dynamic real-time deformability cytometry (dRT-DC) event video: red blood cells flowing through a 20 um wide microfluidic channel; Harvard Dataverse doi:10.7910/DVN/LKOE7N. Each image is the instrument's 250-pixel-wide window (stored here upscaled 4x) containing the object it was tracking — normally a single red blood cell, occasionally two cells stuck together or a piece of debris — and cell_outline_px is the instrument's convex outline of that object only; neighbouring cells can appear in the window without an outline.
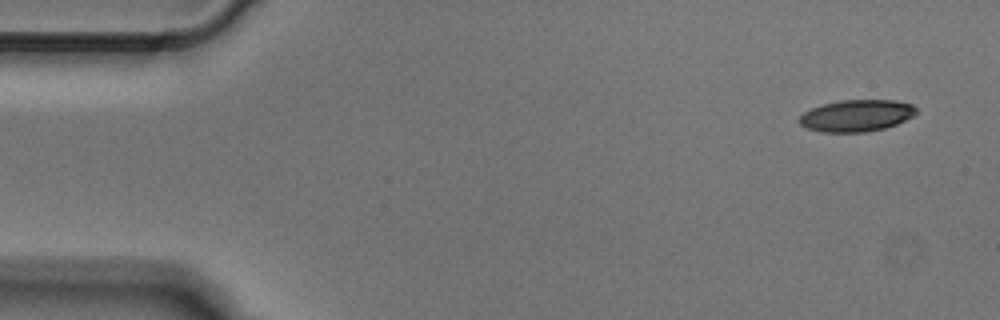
{"species": "Egyptian fruit bat (a non-hibernating species)", "species_latin": "Rousettus aegyptiacus", "temperature_condition": "cold", "stored_images_in_passage": 4, "camera_frame_rate_fps": 3000, "um_per_image_px": 0.085, "animal": {"sex": "male"}, "frame": {"image": 1, "passage_image": 1, "time_ms": 0.0, "image_size_px": [1000, 320], "cell_outline_px": [[916, 112], [912, 116], [896, 124], [884, 128], [864, 132], [820, 132], [808, 128], [800, 124], [800, 116], [804, 112], [820, 104], [840, 100], [896, 100], [912, 104], [916, 108]], "centroid_in_image_um": [72.79, 9.82], "position_along_channel_um": 12.2, "area_um2": 21.56}}
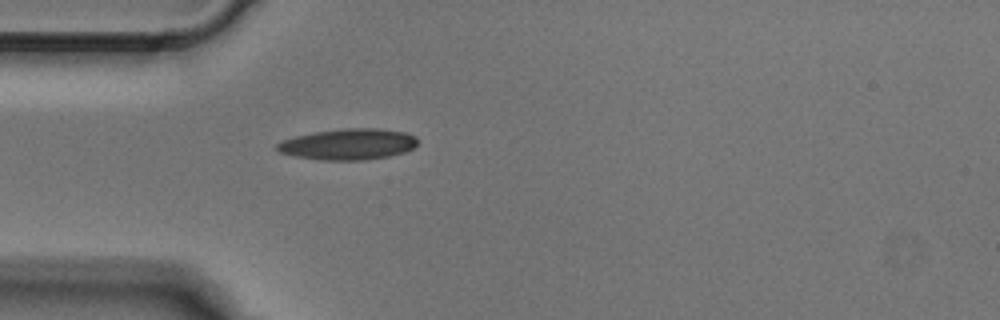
{"frame": {"image": 2, "passage_image": 4, "time_ms": 1.0, "image_size_px": [1000, 320], "cell_outline_px": [[416, 144], [412, 148], [404, 152], [388, 156], [364, 160], [324, 160], [296, 156], [280, 152], [276, 148], [276, 144], [280, 140], [296, 136], [316, 132], [344, 128], [380, 128], [404, 132], [416, 136]], "centroid_in_image_um": [29.59, 12.25], "position_along_channel_um": 55.4, "area_um2": 25.26}}